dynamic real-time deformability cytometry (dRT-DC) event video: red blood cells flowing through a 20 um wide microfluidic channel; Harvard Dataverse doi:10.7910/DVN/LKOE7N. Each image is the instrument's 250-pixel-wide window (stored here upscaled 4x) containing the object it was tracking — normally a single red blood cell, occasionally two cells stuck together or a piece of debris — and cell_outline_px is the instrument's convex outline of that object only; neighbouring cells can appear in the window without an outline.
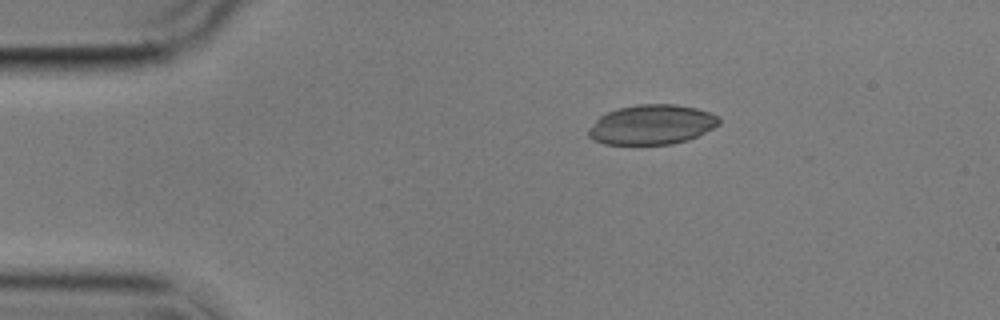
{"species": "common noctule bat (a hibernating species)", "species_latin": "Nyctalus noctula", "temperature_condition": "cold", "stored_images_in_passage": 6, "camera_frame_rate_fps": 3000, "um_per_image_px": 0.085, "animal": {"sex": "male", "body_mass_g": 17.9}, "frame": {"image": 1, "passage_image": 1, "time_ms": 0.0, "image_size_px": [1000, 320], "cell_outline_px": [[720, 124], [688, 140], [672, 144], [604, 144], [592, 140], [588, 136], [588, 128], [600, 116], [616, 108], [636, 104], [676, 104], [696, 108], [708, 112], [716, 116], [720, 120]], "centroid_in_image_um": [55.36, 10.59], "position_along_channel_um": 29.6, "area_um2": 30.23}}
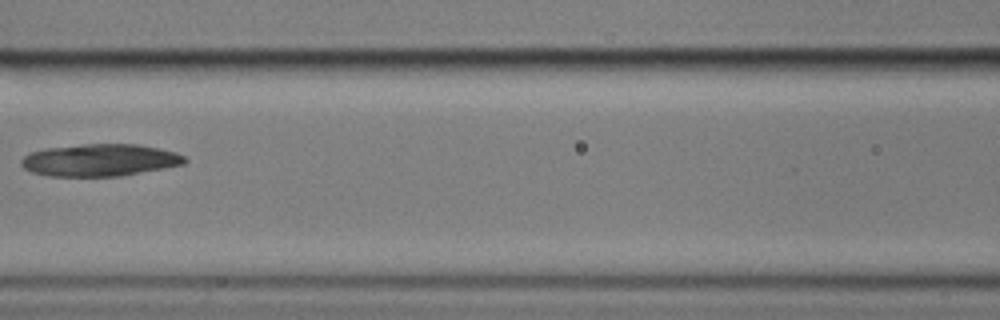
{"frame": {"image": 2, "passage_image": 5, "time_ms": 5.0, "image_size_px": [1000, 320], "cell_outline_px": [[188, 160], [184, 164], [164, 168], [120, 176], [48, 176], [32, 172], [24, 168], [20, 164], [20, 160], [28, 152], [44, 148], [84, 144], [140, 144], [160, 148], [176, 152], [184, 156]], "centroid_in_image_um": [8.47, 13.6], "position_along_channel_um": 158.1, "area_um2": 30.92}}
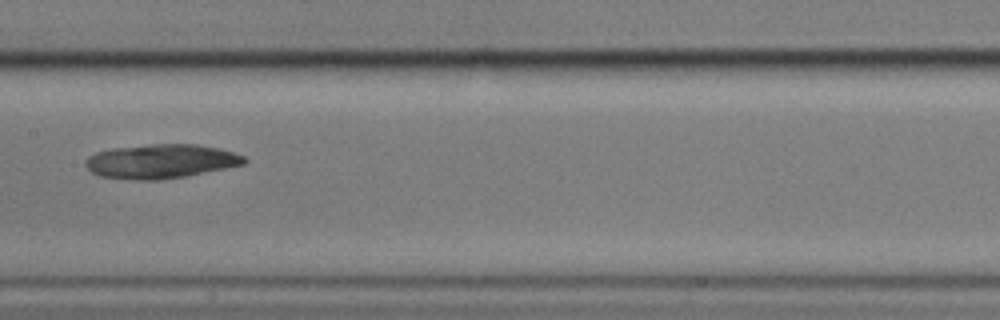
{"frame": {"image": 3, "passage_image": 6, "time_ms": 6.0, "image_size_px": [1000, 320], "cell_outline_px": [[248, 160], [244, 164], [188, 176], [160, 180], [136, 180], [100, 176], [92, 172], [84, 164], [84, 160], [88, 156], [96, 152], [112, 148], [156, 144], [196, 144], [220, 148], [244, 156]], "centroid_in_image_um": [13.67, 13.71], "position_along_channel_um": 193.7, "area_um2": 31.67}}